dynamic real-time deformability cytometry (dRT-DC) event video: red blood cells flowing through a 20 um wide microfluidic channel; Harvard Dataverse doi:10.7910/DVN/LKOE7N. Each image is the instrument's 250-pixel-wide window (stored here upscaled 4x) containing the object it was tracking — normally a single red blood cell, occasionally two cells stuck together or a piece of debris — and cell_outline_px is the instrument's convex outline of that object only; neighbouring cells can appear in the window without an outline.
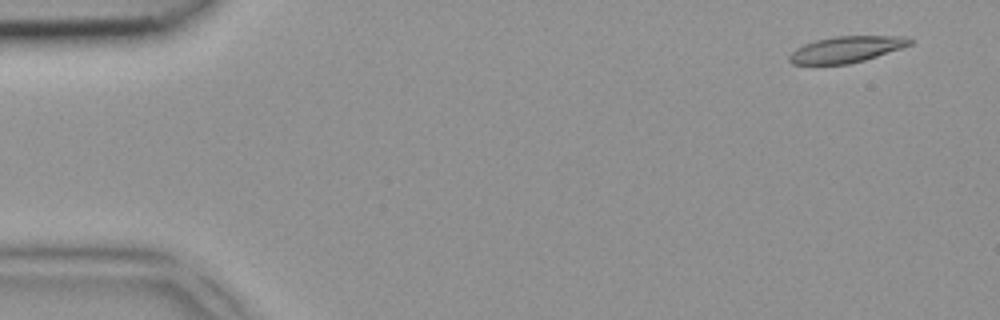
{"species": "common noctule bat (a hibernating species)", "species_latin": "Nyctalus noctula", "temperature_condition": "room temperature", "stored_images_in_passage": 5, "camera_frame_rate_fps": 3000, "um_per_image_px": 0.085, "animal": {"sex": "female", "body_mass_g": 18.4}, "frame": {"image": 1, "passage_image": 1, "time_ms": 0.0, "image_size_px": [1000, 320], "cell_outline_px": [[912, 44], [864, 60], [848, 64], [792, 64], [788, 60], [788, 56], [796, 48], [804, 44], [816, 40], [832, 36], [908, 36], [912, 40]], "centroid_in_image_um": [71.92, 4.19], "position_along_channel_um": 13.1, "area_um2": 18.32}}
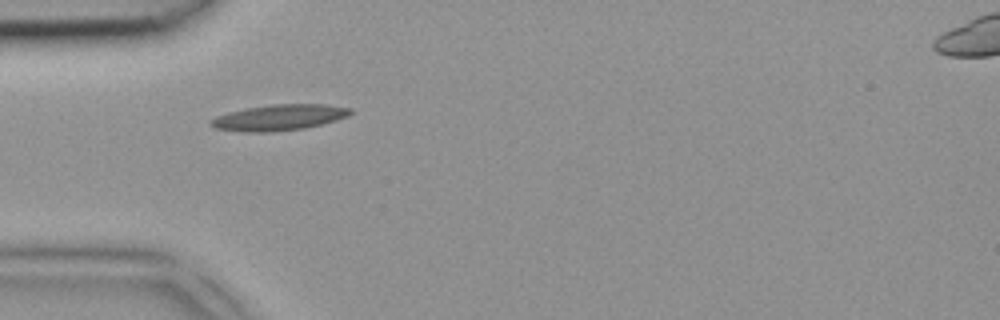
{"frame": {"image": 2, "passage_image": 4, "time_ms": 1.0, "image_size_px": [1000, 320], "cell_outline_px": [[356, 112], [348, 116], [336, 120], [304, 128], [272, 132], [244, 132], [216, 128], [208, 124], [208, 120], [216, 116], [228, 112], [248, 108], [272, 104], [328, 104], [352, 108]], "centroid_in_image_um": [23.75, 9.98], "position_along_channel_um": 61.3, "area_um2": 21.21}}